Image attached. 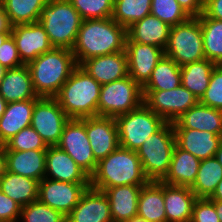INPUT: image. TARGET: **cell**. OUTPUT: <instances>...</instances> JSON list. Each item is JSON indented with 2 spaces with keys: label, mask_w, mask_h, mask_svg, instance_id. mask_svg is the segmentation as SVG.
Wrapping results in <instances>:
<instances>
[{
  "label": "cell",
  "mask_w": 222,
  "mask_h": 222,
  "mask_svg": "<svg viewBox=\"0 0 222 222\" xmlns=\"http://www.w3.org/2000/svg\"><path fill=\"white\" fill-rule=\"evenodd\" d=\"M126 28L112 18L83 20L72 52L77 65L95 57L125 51Z\"/></svg>",
  "instance_id": "1"
},
{
  "label": "cell",
  "mask_w": 222,
  "mask_h": 222,
  "mask_svg": "<svg viewBox=\"0 0 222 222\" xmlns=\"http://www.w3.org/2000/svg\"><path fill=\"white\" fill-rule=\"evenodd\" d=\"M27 66L37 96L55 97L78 65L70 49L53 47Z\"/></svg>",
  "instance_id": "2"
},
{
  "label": "cell",
  "mask_w": 222,
  "mask_h": 222,
  "mask_svg": "<svg viewBox=\"0 0 222 222\" xmlns=\"http://www.w3.org/2000/svg\"><path fill=\"white\" fill-rule=\"evenodd\" d=\"M148 182L136 151L120 146L100 160L90 176V187L100 191L123 185L143 186Z\"/></svg>",
  "instance_id": "3"
},
{
  "label": "cell",
  "mask_w": 222,
  "mask_h": 222,
  "mask_svg": "<svg viewBox=\"0 0 222 222\" xmlns=\"http://www.w3.org/2000/svg\"><path fill=\"white\" fill-rule=\"evenodd\" d=\"M101 84L79 65L55 96L70 119L97 116Z\"/></svg>",
  "instance_id": "4"
},
{
  "label": "cell",
  "mask_w": 222,
  "mask_h": 222,
  "mask_svg": "<svg viewBox=\"0 0 222 222\" xmlns=\"http://www.w3.org/2000/svg\"><path fill=\"white\" fill-rule=\"evenodd\" d=\"M83 19L69 0H48L39 22L53 47L72 50Z\"/></svg>",
  "instance_id": "5"
},
{
  "label": "cell",
  "mask_w": 222,
  "mask_h": 222,
  "mask_svg": "<svg viewBox=\"0 0 222 222\" xmlns=\"http://www.w3.org/2000/svg\"><path fill=\"white\" fill-rule=\"evenodd\" d=\"M175 145L173 124L166 122L138 148L136 153L149 181L158 182L165 178L169 171Z\"/></svg>",
  "instance_id": "6"
},
{
  "label": "cell",
  "mask_w": 222,
  "mask_h": 222,
  "mask_svg": "<svg viewBox=\"0 0 222 222\" xmlns=\"http://www.w3.org/2000/svg\"><path fill=\"white\" fill-rule=\"evenodd\" d=\"M164 53L180 67L205 59L198 17H190L187 21L170 28Z\"/></svg>",
  "instance_id": "7"
},
{
  "label": "cell",
  "mask_w": 222,
  "mask_h": 222,
  "mask_svg": "<svg viewBox=\"0 0 222 222\" xmlns=\"http://www.w3.org/2000/svg\"><path fill=\"white\" fill-rule=\"evenodd\" d=\"M119 146L137 151L144 141L157 132L166 121L144 103L137 109L115 117Z\"/></svg>",
  "instance_id": "8"
},
{
  "label": "cell",
  "mask_w": 222,
  "mask_h": 222,
  "mask_svg": "<svg viewBox=\"0 0 222 222\" xmlns=\"http://www.w3.org/2000/svg\"><path fill=\"white\" fill-rule=\"evenodd\" d=\"M143 104L142 87L129 75L101 85L97 116L117 117Z\"/></svg>",
  "instance_id": "9"
},
{
  "label": "cell",
  "mask_w": 222,
  "mask_h": 222,
  "mask_svg": "<svg viewBox=\"0 0 222 222\" xmlns=\"http://www.w3.org/2000/svg\"><path fill=\"white\" fill-rule=\"evenodd\" d=\"M143 103L166 122H175L199 100L187 88L180 85L171 90H142Z\"/></svg>",
  "instance_id": "10"
},
{
  "label": "cell",
  "mask_w": 222,
  "mask_h": 222,
  "mask_svg": "<svg viewBox=\"0 0 222 222\" xmlns=\"http://www.w3.org/2000/svg\"><path fill=\"white\" fill-rule=\"evenodd\" d=\"M69 119L55 97H40L35 102L30 126L48 146H55Z\"/></svg>",
  "instance_id": "11"
},
{
  "label": "cell",
  "mask_w": 222,
  "mask_h": 222,
  "mask_svg": "<svg viewBox=\"0 0 222 222\" xmlns=\"http://www.w3.org/2000/svg\"><path fill=\"white\" fill-rule=\"evenodd\" d=\"M57 146L68 153L77 165L91 176L97 167V161L89 143L85 128V118L69 119L65 124Z\"/></svg>",
  "instance_id": "12"
},
{
  "label": "cell",
  "mask_w": 222,
  "mask_h": 222,
  "mask_svg": "<svg viewBox=\"0 0 222 222\" xmlns=\"http://www.w3.org/2000/svg\"><path fill=\"white\" fill-rule=\"evenodd\" d=\"M90 183H70L44 178L39 182L38 200L67 216Z\"/></svg>",
  "instance_id": "13"
},
{
  "label": "cell",
  "mask_w": 222,
  "mask_h": 222,
  "mask_svg": "<svg viewBox=\"0 0 222 222\" xmlns=\"http://www.w3.org/2000/svg\"><path fill=\"white\" fill-rule=\"evenodd\" d=\"M128 75L141 87L151 77L153 69L165 55L164 49L150 44L136 43L126 40Z\"/></svg>",
  "instance_id": "14"
},
{
  "label": "cell",
  "mask_w": 222,
  "mask_h": 222,
  "mask_svg": "<svg viewBox=\"0 0 222 222\" xmlns=\"http://www.w3.org/2000/svg\"><path fill=\"white\" fill-rule=\"evenodd\" d=\"M85 128L93 156L97 162L119 147L118 128L114 117L85 118Z\"/></svg>",
  "instance_id": "15"
},
{
  "label": "cell",
  "mask_w": 222,
  "mask_h": 222,
  "mask_svg": "<svg viewBox=\"0 0 222 222\" xmlns=\"http://www.w3.org/2000/svg\"><path fill=\"white\" fill-rule=\"evenodd\" d=\"M11 35L16 42L19 57L24 65L53 48L39 21L12 26Z\"/></svg>",
  "instance_id": "16"
},
{
  "label": "cell",
  "mask_w": 222,
  "mask_h": 222,
  "mask_svg": "<svg viewBox=\"0 0 222 222\" xmlns=\"http://www.w3.org/2000/svg\"><path fill=\"white\" fill-rule=\"evenodd\" d=\"M44 178L70 183H90V176L57 145L49 146L46 150Z\"/></svg>",
  "instance_id": "17"
},
{
  "label": "cell",
  "mask_w": 222,
  "mask_h": 222,
  "mask_svg": "<svg viewBox=\"0 0 222 222\" xmlns=\"http://www.w3.org/2000/svg\"><path fill=\"white\" fill-rule=\"evenodd\" d=\"M66 217L67 222H113L107 196L91 187Z\"/></svg>",
  "instance_id": "18"
},
{
  "label": "cell",
  "mask_w": 222,
  "mask_h": 222,
  "mask_svg": "<svg viewBox=\"0 0 222 222\" xmlns=\"http://www.w3.org/2000/svg\"><path fill=\"white\" fill-rule=\"evenodd\" d=\"M101 85L128 76L127 54L125 51L95 56L79 65Z\"/></svg>",
  "instance_id": "19"
},
{
  "label": "cell",
  "mask_w": 222,
  "mask_h": 222,
  "mask_svg": "<svg viewBox=\"0 0 222 222\" xmlns=\"http://www.w3.org/2000/svg\"><path fill=\"white\" fill-rule=\"evenodd\" d=\"M173 130L176 145L200 160L214 157L222 142V135H216L208 131L196 129Z\"/></svg>",
  "instance_id": "20"
},
{
  "label": "cell",
  "mask_w": 222,
  "mask_h": 222,
  "mask_svg": "<svg viewBox=\"0 0 222 222\" xmlns=\"http://www.w3.org/2000/svg\"><path fill=\"white\" fill-rule=\"evenodd\" d=\"M6 171L40 182L44 179L46 150H5Z\"/></svg>",
  "instance_id": "21"
},
{
  "label": "cell",
  "mask_w": 222,
  "mask_h": 222,
  "mask_svg": "<svg viewBox=\"0 0 222 222\" xmlns=\"http://www.w3.org/2000/svg\"><path fill=\"white\" fill-rule=\"evenodd\" d=\"M166 222H191L197 197L190 187L163 183Z\"/></svg>",
  "instance_id": "22"
},
{
  "label": "cell",
  "mask_w": 222,
  "mask_h": 222,
  "mask_svg": "<svg viewBox=\"0 0 222 222\" xmlns=\"http://www.w3.org/2000/svg\"><path fill=\"white\" fill-rule=\"evenodd\" d=\"M172 124L173 129H196L222 135V110L198 102Z\"/></svg>",
  "instance_id": "23"
},
{
  "label": "cell",
  "mask_w": 222,
  "mask_h": 222,
  "mask_svg": "<svg viewBox=\"0 0 222 222\" xmlns=\"http://www.w3.org/2000/svg\"><path fill=\"white\" fill-rule=\"evenodd\" d=\"M170 26L159 18L149 14L143 19L132 23L126 29V40H132L136 43L150 44L165 49Z\"/></svg>",
  "instance_id": "24"
},
{
  "label": "cell",
  "mask_w": 222,
  "mask_h": 222,
  "mask_svg": "<svg viewBox=\"0 0 222 222\" xmlns=\"http://www.w3.org/2000/svg\"><path fill=\"white\" fill-rule=\"evenodd\" d=\"M142 186L123 185L102 190L108 198L113 222H125L137 216Z\"/></svg>",
  "instance_id": "25"
},
{
  "label": "cell",
  "mask_w": 222,
  "mask_h": 222,
  "mask_svg": "<svg viewBox=\"0 0 222 222\" xmlns=\"http://www.w3.org/2000/svg\"><path fill=\"white\" fill-rule=\"evenodd\" d=\"M38 99H29L7 103L5 112L0 117V143L5 144L20 130L31 124L32 112Z\"/></svg>",
  "instance_id": "26"
},
{
  "label": "cell",
  "mask_w": 222,
  "mask_h": 222,
  "mask_svg": "<svg viewBox=\"0 0 222 222\" xmlns=\"http://www.w3.org/2000/svg\"><path fill=\"white\" fill-rule=\"evenodd\" d=\"M0 94L7 103L40 98L34 92L27 65L7 69L0 83Z\"/></svg>",
  "instance_id": "27"
},
{
  "label": "cell",
  "mask_w": 222,
  "mask_h": 222,
  "mask_svg": "<svg viewBox=\"0 0 222 222\" xmlns=\"http://www.w3.org/2000/svg\"><path fill=\"white\" fill-rule=\"evenodd\" d=\"M201 160L175 145L169 171L163 183L191 187L196 180Z\"/></svg>",
  "instance_id": "28"
},
{
  "label": "cell",
  "mask_w": 222,
  "mask_h": 222,
  "mask_svg": "<svg viewBox=\"0 0 222 222\" xmlns=\"http://www.w3.org/2000/svg\"><path fill=\"white\" fill-rule=\"evenodd\" d=\"M137 215L146 222H166L162 181H149L142 186L138 198Z\"/></svg>",
  "instance_id": "29"
},
{
  "label": "cell",
  "mask_w": 222,
  "mask_h": 222,
  "mask_svg": "<svg viewBox=\"0 0 222 222\" xmlns=\"http://www.w3.org/2000/svg\"><path fill=\"white\" fill-rule=\"evenodd\" d=\"M0 189L6 196L23 207L38 200L39 182L5 170L0 178Z\"/></svg>",
  "instance_id": "30"
},
{
  "label": "cell",
  "mask_w": 222,
  "mask_h": 222,
  "mask_svg": "<svg viewBox=\"0 0 222 222\" xmlns=\"http://www.w3.org/2000/svg\"><path fill=\"white\" fill-rule=\"evenodd\" d=\"M215 63L203 59L181 67V85L193 93L198 100L204 95Z\"/></svg>",
  "instance_id": "31"
},
{
  "label": "cell",
  "mask_w": 222,
  "mask_h": 222,
  "mask_svg": "<svg viewBox=\"0 0 222 222\" xmlns=\"http://www.w3.org/2000/svg\"><path fill=\"white\" fill-rule=\"evenodd\" d=\"M181 85V67L171 58L163 56L153 69L142 90H171Z\"/></svg>",
  "instance_id": "32"
},
{
  "label": "cell",
  "mask_w": 222,
  "mask_h": 222,
  "mask_svg": "<svg viewBox=\"0 0 222 222\" xmlns=\"http://www.w3.org/2000/svg\"><path fill=\"white\" fill-rule=\"evenodd\" d=\"M48 0H0L12 26L38 22Z\"/></svg>",
  "instance_id": "33"
},
{
  "label": "cell",
  "mask_w": 222,
  "mask_h": 222,
  "mask_svg": "<svg viewBox=\"0 0 222 222\" xmlns=\"http://www.w3.org/2000/svg\"><path fill=\"white\" fill-rule=\"evenodd\" d=\"M222 180V166L214 157L203 159L200 162L197 177L190 187L197 198H209Z\"/></svg>",
  "instance_id": "34"
},
{
  "label": "cell",
  "mask_w": 222,
  "mask_h": 222,
  "mask_svg": "<svg viewBox=\"0 0 222 222\" xmlns=\"http://www.w3.org/2000/svg\"><path fill=\"white\" fill-rule=\"evenodd\" d=\"M198 18L201 24L205 58L215 63L222 57V20L209 18L203 13Z\"/></svg>",
  "instance_id": "35"
},
{
  "label": "cell",
  "mask_w": 222,
  "mask_h": 222,
  "mask_svg": "<svg viewBox=\"0 0 222 222\" xmlns=\"http://www.w3.org/2000/svg\"><path fill=\"white\" fill-rule=\"evenodd\" d=\"M151 12V0H114L112 19L126 29Z\"/></svg>",
  "instance_id": "36"
},
{
  "label": "cell",
  "mask_w": 222,
  "mask_h": 222,
  "mask_svg": "<svg viewBox=\"0 0 222 222\" xmlns=\"http://www.w3.org/2000/svg\"><path fill=\"white\" fill-rule=\"evenodd\" d=\"M170 27L187 21L190 16L177 0H151V12Z\"/></svg>",
  "instance_id": "37"
},
{
  "label": "cell",
  "mask_w": 222,
  "mask_h": 222,
  "mask_svg": "<svg viewBox=\"0 0 222 222\" xmlns=\"http://www.w3.org/2000/svg\"><path fill=\"white\" fill-rule=\"evenodd\" d=\"M18 222H67V217L40 200H36L21 207Z\"/></svg>",
  "instance_id": "38"
},
{
  "label": "cell",
  "mask_w": 222,
  "mask_h": 222,
  "mask_svg": "<svg viewBox=\"0 0 222 222\" xmlns=\"http://www.w3.org/2000/svg\"><path fill=\"white\" fill-rule=\"evenodd\" d=\"M83 20L111 18L114 0H69Z\"/></svg>",
  "instance_id": "39"
},
{
  "label": "cell",
  "mask_w": 222,
  "mask_h": 222,
  "mask_svg": "<svg viewBox=\"0 0 222 222\" xmlns=\"http://www.w3.org/2000/svg\"><path fill=\"white\" fill-rule=\"evenodd\" d=\"M5 150H47L49 147L32 126L20 130L5 144Z\"/></svg>",
  "instance_id": "40"
},
{
  "label": "cell",
  "mask_w": 222,
  "mask_h": 222,
  "mask_svg": "<svg viewBox=\"0 0 222 222\" xmlns=\"http://www.w3.org/2000/svg\"><path fill=\"white\" fill-rule=\"evenodd\" d=\"M199 102L208 107L222 110V71L216 67L212 70L208 88Z\"/></svg>",
  "instance_id": "41"
},
{
  "label": "cell",
  "mask_w": 222,
  "mask_h": 222,
  "mask_svg": "<svg viewBox=\"0 0 222 222\" xmlns=\"http://www.w3.org/2000/svg\"><path fill=\"white\" fill-rule=\"evenodd\" d=\"M191 222H220L215 206L209 198L196 199Z\"/></svg>",
  "instance_id": "42"
},
{
  "label": "cell",
  "mask_w": 222,
  "mask_h": 222,
  "mask_svg": "<svg viewBox=\"0 0 222 222\" xmlns=\"http://www.w3.org/2000/svg\"><path fill=\"white\" fill-rule=\"evenodd\" d=\"M0 63L7 69H13L23 66L16 42L12 35H10L0 47Z\"/></svg>",
  "instance_id": "43"
},
{
  "label": "cell",
  "mask_w": 222,
  "mask_h": 222,
  "mask_svg": "<svg viewBox=\"0 0 222 222\" xmlns=\"http://www.w3.org/2000/svg\"><path fill=\"white\" fill-rule=\"evenodd\" d=\"M20 213L21 206L0 189V222H18Z\"/></svg>",
  "instance_id": "44"
},
{
  "label": "cell",
  "mask_w": 222,
  "mask_h": 222,
  "mask_svg": "<svg viewBox=\"0 0 222 222\" xmlns=\"http://www.w3.org/2000/svg\"><path fill=\"white\" fill-rule=\"evenodd\" d=\"M203 14L212 19L222 20V0H204Z\"/></svg>",
  "instance_id": "45"
},
{
  "label": "cell",
  "mask_w": 222,
  "mask_h": 222,
  "mask_svg": "<svg viewBox=\"0 0 222 222\" xmlns=\"http://www.w3.org/2000/svg\"><path fill=\"white\" fill-rule=\"evenodd\" d=\"M190 17H198L203 13L204 0H177Z\"/></svg>",
  "instance_id": "46"
},
{
  "label": "cell",
  "mask_w": 222,
  "mask_h": 222,
  "mask_svg": "<svg viewBox=\"0 0 222 222\" xmlns=\"http://www.w3.org/2000/svg\"><path fill=\"white\" fill-rule=\"evenodd\" d=\"M12 25L10 23L9 17L5 13L3 7L0 4V33L1 32H11Z\"/></svg>",
  "instance_id": "47"
},
{
  "label": "cell",
  "mask_w": 222,
  "mask_h": 222,
  "mask_svg": "<svg viewBox=\"0 0 222 222\" xmlns=\"http://www.w3.org/2000/svg\"><path fill=\"white\" fill-rule=\"evenodd\" d=\"M5 170V145L0 143V178L3 176Z\"/></svg>",
  "instance_id": "48"
},
{
  "label": "cell",
  "mask_w": 222,
  "mask_h": 222,
  "mask_svg": "<svg viewBox=\"0 0 222 222\" xmlns=\"http://www.w3.org/2000/svg\"><path fill=\"white\" fill-rule=\"evenodd\" d=\"M209 199L211 201H222V180L217 184L215 191Z\"/></svg>",
  "instance_id": "49"
},
{
  "label": "cell",
  "mask_w": 222,
  "mask_h": 222,
  "mask_svg": "<svg viewBox=\"0 0 222 222\" xmlns=\"http://www.w3.org/2000/svg\"><path fill=\"white\" fill-rule=\"evenodd\" d=\"M220 222H222V201H212Z\"/></svg>",
  "instance_id": "50"
},
{
  "label": "cell",
  "mask_w": 222,
  "mask_h": 222,
  "mask_svg": "<svg viewBox=\"0 0 222 222\" xmlns=\"http://www.w3.org/2000/svg\"><path fill=\"white\" fill-rule=\"evenodd\" d=\"M6 106H7V102L5 101L3 96L0 94V117L5 112Z\"/></svg>",
  "instance_id": "51"
},
{
  "label": "cell",
  "mask_w": 222,
  "mask_h": 222,
  "mask_svg": "<svg viewBox=\"0 0 222 222\" xmlns=\"http://www.w3.org/2000/svg\"><path fill=\"white\" fill-rule=\"evenodd\" d=\"M215 158L217 159L219 164L222 166V142L220 143V146L217 152L215 153Z\"/></svg>",
  "instance_id": "52"
},
{
  "label": "cell",
  "mask_w": 222,
  "mask_h": 222,
  "mask_svg": "<svg viewBox=\"0 0 222 222\" xmlns=\"http://www.w3.org/2000/svg\"><path fill=\"white\" fill-rule=\"evenodd\" d=\"M11 35V32H1L0 33V47L3 42Z\"/></svg>",
  "instance_id": "53"
},
{
  "label": "cell",
  "mask_w": 222,
  "mask_h": 222,
  "mask_svg": "<svg viewBox=\"0 0 222 222\" xmlns=\"http://www.w3.org/2000/svg\"><path fill=\"white\" fill-rule=\"evenodd\" d=\"M125 222H146L142 217L140 216H134L133 218L131 219H128L127 221Z\"/></svg>",
  "instance_id": "54"
},
{
  "label": "cell",
  "mask_w": 222,
  "mask_h": 222,
  "mask_svg": "<svg viewBox=\"0 0 222 222\" xmlns=\"http://www.w3.org/2000/svg\"><path fill=\"white\" fill-rule=\"evenodd\" d=\"M7 71V68H5L1 63H0V83L3 80L5 73Z\"/></svg>",
  "instance_id": "55"
},
{
  "label": "cell",
  "mask_w": 222,
  "mask_h": 222,
  "mask_svg": "<svg viewBox=\"0 0 222 222\" xmlns=\"http://www.w3.org/2000/svg\"><path fill=\"white\" fill-rule=\"evenodd\" d=\"M215 67L218 70L222 71V57L218 61L215 62Z\"/></svg>",
  "instance_id": "56"
}]
</instances>
